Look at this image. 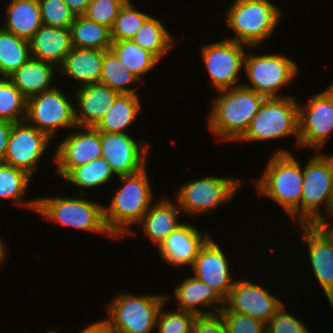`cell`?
<instances>
[{"label": "cell", "mask_w": 333, "mask_h": 333, "mask_svg": "<svg viewBox=\"0 0 333 333\" xmlns=\"http://www.w3.org/2000/svg\"><path fill=\"white\" fill-rule=\"evenodd\" d=\"M211 236L202 232L193 225L184 222L175 229L157 247L160 258L171 266L184 267L193 265L194 259L198 255L200 248Z\"/></svg>", "instance_id": "ffe728a7"}, {"label": "cell", "mask_w": 333, "mask_h": 333, "mask_svg": "<svg viewBox=\"0 0 333 333\" xmlns=\"http://www.w3.org/2000/svg\"><path fill=\"white\" fill-rule=\"evenodd\" d=\"M299 70L296 62L284 55L246 53L243 71L245 75L247 74L250 84L242 83V85L267 98L284 97L279 94V90L288 85Z\"/></svg>", "instance_id": "30bf717a"}, {"label": "cell", "mask_w": 333, "mask_h": 333, "mask_svg": "<svg viewBox=\"0 0 333 333\" xmlns=\"http://www.w3.org/2000/svg\"><path fill=\"white\" fill-rule=\"evenodd\" d=\"M62 196L37 198L36 214L62 226L98 233L114 238L104 221V205L84 198Z\"/></svg>", "instance_id": "8992f818"}, {"label": "cell", "mask_w": 333, "mask_h": 333, "mask_svg": "<svg viewBox=\"0 0 333 333\" xmlns=\"http://www.w3.org/2000/svg\"><path fill=\"white\" fill-rule=\"evenodd\" d=\"M192 333H228L222 316L218 314L196 316Z\"/></svg>", "instance_id": "7bdbcfd3"}, {"label": "cell", "mask_w": 333, "mask_h": 333, "mask_svg": "<svg viewBox=\"0 0 333 333\" xmlns=\"http://www.w3.org/2000/svg\"><path fill=\"white\" fill-rule=\"evenodd\" d=\"M332 244L333 249V226L316 223L313 224Z\"/></svg>", "instance_id": "7dc6e473"}, {"label": "cell", "mask_w": 333, "mask_h": 333, "mask_svg": "<svg viewBox=\"0 0 333 333\" xmlns=\"http://www.w3.org/2000/svg\"><path fill=\"white\" fill-rule=\"evenodd\" d=\"M140 79L130 72L111 50H104L100 83L120 94H138L132 84Z\"/></svg>", "instance_id": "836d02e7"}, {"label": "cell", "mask_w": 333, "mask_h": 333, "mask_svg": "<svg viewBox=\"0 0 333 333\" xmlns=\"http://www.w3.org/2000/svg\"><path fill=\"white\" fill-rule=\"evenodd\" d=\"M169 295L120 293L106 304L108 319L103 320L115 333H153L158 313Z\"/></svg>", "instance_id": "5b68a950"}, {"label": "cell", "mask_w": 333, "mask_h": 333, "mask_svg": "<svg viewBox=\"0 0 333 333\" xmlns=\"http://www.w3.org/2000/svg\"><path fill=\"white\" fill-rule=\"evenodd\" d=\"M284 303L269 291L248 279L234 281L221 311H232L267 324Z\"/></svg>", "instance_id": "2e32d148"}, {"label": "cell", "mask_w": 333, "mask_h": 333, "mask_svg": "<svg viewBox=\"0 0 333 333\" xmlns=\"http://www.w3.org/2000/svg\"><path fill=\"white\" fill-rule=\"evenodd\" d=\"M294 96L266 98L238 141H267L295 136L299 145L298 105Z\"/></svg>", "instance_id": "ba28073f"}, {"label": "cell", "mask_w": 333, "mask_h": 333, "mask_svg": "<svg viewBox=\"0 0 333 333\" xmlns=\"http://www.w3.org/2000/svg\"><path fill=\"white\" fill-rule=\"evenodd\" d=\"M163 308L164 305L157 317L158 333H192L195 314L178 309L164 311Z\"/></svg>", "instance_id": "74e56055"}, {"label": "cell", "mask_w": 333, "mask_h": 333, "mask_svg": "<svg viewBox=\"0 0 333 333\" xmlns=\"http://www.w3.org/2000/svg\"><path fill=\"white\" fill-rule=\"evenodd\" d=\"M6 245L4 244L3 240H1L0 237V266L1 264L4 262V260H6Z\"/></svg>", "instance_id": "c3c4849f"}, {"label": "cell", "mask_w": 333, "mask_h": 333, "mask_svg": "<svg viewBox=\"0 0 333 333\" xmlns=\"http://www.w3.org/2000/svg\"><path fill=\"white\" fill-rule=\"evenodd\" d=\"M307 244L308 262L317 283L333 306V249L331 242L314 226L299 225Z\"/></svg>", "instance_id": "d6986e66"}, {"label": "cell", "mask_w": 333, "mask_h": 333, "mask_svg": "<svg viewBox=\"0 0 333 333\" xmlns=\"http://www.w3.org/2000/svg\"><path fill=\"white\" fill-rule=\"evenodd\" d=\"M70 31L72 47L75 48L110 50L113 43L108 26L89 20L85 16L75 17Z\"/></svg>", "instance_id": "f1b7e54d"}, {"label": "cell", "mask_w": 333, "mask_h": 333, "mask_svg": "<svg viewBox=\"0 0 333 333\" xmlns=\"http://www.w3.org/2000/svg\"><path fill=\"white\" fill-rule=\"evenodd\" d=\"M56 68L51 63L30 58L8 78L26 98H29L55 87L52 83Z\"/></svg>", "instance_id": "4316f807"}, {"label": "cell", "mask_w": 333, "mask_h": 333, "mask_svg": "<svg viewBox=\"0 0 333 333\" xmlns=\"http://www.w3.org/2000/svg\"><path fill=\"white\" fill-rule=\"evenodd\" d=\"M242 180L234 177L208 176L188 180L176 191V202L180 210L191 216L211 212L222 204L228 203L236 190L242 187Z\"/></svg>", "instance_id": "9c48e42d"}, {"label": "cell", "mask_w": 333, "mask_h": 333, "mask_svg": "<svg viewBox=\"0 0 333 333\" xmlns=\"http://www.w3.org/2000/svg\"><path fill=\"white\" fill-rule=\"evenodd\" d=\"M13 122L0 120V163L4 162Z\"/></svg>", "instance_id": "ee69618b"}, {"label": "cell", "mask_w": 333, "mask_h": 333, "mask_svg": "<svg viewBox=\"0 0 333 333\" xmlns=\"http://www.w3.org/2000/svg\"><path fill=\"white\" fill-rule=\"evenodd\" d=\"M43 25L70 28L75 15L63 0H38Z\"/></svg>", "instance_id": "f35d334b"}, {"label": "cell", "mask_w": 333, "mask_h": 333, "mask_svg": "<svg viewBox=\"0 0 333 333\" xmlns=\"http://www.w3.org/2000/svg\"><path fill=\"white\" fill-rule=\"evenodd\" d=\"M326 214H328L326 217L329 219L330 217L332 218H330V220H333V195H332V200H331V206H330V208H329V210H328V213H326ZM332 223L331 224H326V225H329V226H333V221H331Z\"/></svg>", "instance_id": "681fc988"}, {"label": "cell", "mask_w": 333, "mask_h": 333, "mask_svg": "<svg viewBox=\"0 0 333 333\" xmlns=\"http://www.w3.org/2000/svg\"><path fill=\"white\" fill-rule=\"evenodd\" d=\"M31 176L23 170L11 165L0 163V198L11 200L20 207L35 211L37 210V198L24 200V193L29 187Z\"/></svg>", "instance_id": "f546056e"}, {"label": "cell", "mask_w": 333, "mask_h": 333, "mask_svg": "<svg viewBox=\"0 0 333 333\" xmlns=\"http://www.w3.org/2000/svg\"><path fill=\"white\" fill-rule=\"evenodd\" d=\"M171 36L161 20L149 16L137 30L132 41L160 61L175 45Z\"/></svg>", "instance_id": "4dcf8cb0"}, {"label": "cell", "mask_w": 333, "mask_h": 333, "mask_svg": "<svg viewBox=\"0 0 333 333\" xmlns=\"http://www.w3.org/2000/svg\"><path fill=\"white\" fill-rule=\"evenodd\" d=\"M332 195L333 156L314 154L303 166L301 225L327 224L320 205H324L328 213Z\"/></svg>", "instance_id": "52a82bcc"}, {"label": "cell", "mask_w": 333, "mask_h": 333, "mask_svg": "<svg viewBox=\"0 0 333 333\" xmlns=\"http://www.w3.org/2000/svg\"><path fill=\"white\" fill-rule=\"evenodd\" d=\"M79 333H115L111 327L104 321L98 320L97 322H91L85 328H82Z\"/></svg>", "instance_id": "f6af8a7d"}, {"label": "cell", "mask_w": 333, "mask_h": 333, "mask_svg": "<svg viewBox=\"0 0 333 333\" xmlns=\"http://www.w3.org/2000/svg\"><path fill=\"white\" fill-rule=\"evenodd\" d=\"M123 3H129L131 0H121Z\"/></svg>", "instance_id": "f907efd6"}, {"label": "cell", "mask_w": 333, "mask_h": 333, "mask_svg": "<svg viewBox=\"0 0 333 333\" xmlns=\"http://www.w3.org/2000/svg\"><path fill=\"white\" fill-rule=\"evenodd\" d=\"M244 46L226 38L224 41L202 45L203 64L216 92L242 85L238 74L245 67Z\"/></svg>", "instance_id": "4fadbf2b"}, {"label": "cell", "mask_w": 333, "mask_h": 333, "mask_svg": "<svg viewBox=\"0 0 333 333\" xmlns=\"http://www.w3.org/2000/svg\"><path fill=\"white\" fill-rule=\"evenodd\" d=\"M27 98L8 77H0V120L13 123L26 118Z\"/></svg>", "instance_id": "d590c367"}, {"label": "cell", "mask_w": 333, "mask_h": 333, "mask_svg": "<svg viewBox=\"0 0 333 333\" xmlns=\"http://www.w3.org/2000/svg\"><path fill=\"white\" fill-rule=\"evenodd\" d=\"M49 143H52V139L26 120L13 123L3 163L23 170L32 177Z\"/></svg>", "instance_id": "5bb4252c"}, {"label": "cell", "mask_w": 333, "mask_h": 333, "mask_svg": "<svg viewBox=\"0 0 333 333\" xmlns=\"http://www.w3.org/2000/svg\"><path fill=\"white\" fill-rule=\"evenodd\" d=\"M217 93L209 110L208 130L224 142H238L267 97L243 85Z\"/></svg>", "instance_id": "6da1fadb"}, {"label": "cell", "mask_w": 333, "mask_h": 333, "mask_svg": "<svg viewBox=\"0 0 333 333\" xmlns=\"http://www.w3.org/2000/svg\"><path fill=\"white\" fill-rule=\"evenodd\" d=\"M132 2L124 3L114 21L111 30L112 42L122 40H132L137 30L143 22L150 16L145 12L139 11Z\"/></svg>", "instance_id": "8d00e7d4"}, {"label": "cell", "mask_w": 333, "mask_h": 333, "mask_svg": "<svg viewBox=\"0 0 333 333\" xmlns=\"http://www.w3.org/2000/svg\"><path fill=\"white\" fill-rule=\"evenodd\" d=\"M266 333H311L304 323L286 311L285 305L266 324Z\"/></svg>", "instance_id": "b9f144b4"}, {"label": "cell", "mask_w": 333, "mask_h": 333, "mask_svg": "<svg viewBox=\"0 0 333 333\" xmlns=\"http://www.w3.org/2000/svg\"><path fill=\"white\" fill-rule=\"evenodd\" d=\"M30 58L29 41L0 27V77H9Z\"/></svg>", "instance_id": "1f68e13d"}, {"label": "cell", "mask_w": 333, "mask_h": 333, "mask_svg": "<svg viewBox=\"0 0 333 333\" xmlns=\"http://www.w3.org/2000/svg\"><path fill=\"white\" fill-rule=\"evenodd\" d=\"M101 143L102 157L117 176L132 175L146 167L149 145L143 139L136 141L128 133H101Z\"/></svg>", "instance_id": "e0dca14e"}, {"label": "cell", "mask_w": 333, "mask_h": 333, "mask_svg": "<svg viewBox=\"0 0 333 333\" xmlns=\"http://www.w3.org/2000/svg\"><path fill=\"white\" fill-rule=\"evenodd\" d=\"M58 87L27 98L25 120L51 139L60 129L74 128L75 102L71 103Z\"/></svg>", "instance_id": "8fae6325"}, {"label": "cell", "mask_w": 333, "mask_h": 333, "mask_svg": "<svg viewBox=\"0 0 333 333\" xmlns=\"http://www.w3.org/2000/svg\"><path fill=\"white\" fill-rule=\"evenodd\" d=\"M46 333H58V332H56V331H47Z\"/></svg>", "instance_id": "816d5d0a"}, {"label": "cell", "mask_w": 333, "mask_h": 333, "mask_svg": "<svg viewBox=\"0 0 333 333\" xmlns=\"http://www.w3.org/2000/svg\"><path fill=\"white\" fill-rule=\"evenodd\" d=\"M74 89L75 121L81 127H95L120 95L100 82Z\"/></svg>", "instance_id": "44dd1931"}, {"label": "cell", "mask_w": 333, "mask_h": 333, "mask_svg": "<svg viewBox=\"0 0 333 333\" xmlns=\"http://www.w3.org/2000/svg\"><path fill=\"white\" fill-rule=\"evenodd\" d=\"M5 14L1 28L28 41L43 25L38 0H10Z\"/></svg>", "instance_id": "484cf974"}, {"label": "cell", "mask_w": 333, "mask_h": 333, "mask_svg": "<svg viewBox=\"0 0 333 333\" xmlns=\"http://www.w3.org/2000/svg\"><path fill=\"white\" fill-rule=\"evenodd\" d=\"M174 299L178 310L187 311L196 316L218 314L225 306V300L208 284L194 276H188L178 286L174 287ZM197 306H202L201 309ZM213 308H212V307ZM212 308L208 311L204 308Z\"/></svg>", "instance_id": "7402d4cb"}, {"label": "cell", "mask_w": 333, "mask_h": 333, "mask_svg": "<svg viewBox=\"0 0 333 333\" xmlns=\"http://www.w3.org/2000/svg\"><path fill=\"white\" fill-rule=\"evenodd\" d=\"M269 159L262 176L254 181L257 191L281 205L301 225L303 167L287 149L279 148Z\"/></svg>", "instance_id": "3957f363"}, {"label": "cell", "mask_w": 333, "mask_h": 333, "mask_svg": "<svg viewBox=\"0 0 333 333\" xmlns=\"http://www.w3.org/2000/svg\"><path fill=\"white\" fill-rule=\"evenodd\" d=\"M117 176L105 158L95 159L87 164L73 168L65 177V181L80 187L79 194L85 192L82 188H95L111 181Z\"/></svg>", "instance_id": "e575fe53"}, {"label": "cell", "mask_w": 333, "mask_h": 333, "mask_svg": "<svg viewBox=\"0 0 333 333\" xmlns=\"http://www.w3.org/2000/svg\"><path fill=\"white\" fill-rule=\"evenodd\" d=\"M141 108L138 94H120L95 128L101 133H126L125 129L134 123Z\"/></svg>", "instance_id": "83f0119b"}, {"label": "cell", "mask_w": 333, "mask_h": 333, "mask_svg": "<svg viewBox=\"0 0 333 333\" xmlns=\"http://www.w3.org/2000/svg\"><path fill=\"white\" fill-rule=\"evenodd\" d=\"M304 105H298V147L320 150L333 132V83Z\"/></svg>", "instance_id": "7c38bea8"}, {"label": "cell", "mask_w": 333, "mask_h": 333, "mask_svg": "<svg viewBox=\"0 0 333 333\" xmlns=\"http://www.w3.org/2000/svg\"><path fill=\"white\" fill-rule=\"evenodd\" d=\"M123 4L121 0H91L83 16L111 28Z\"/></svg>", "instance_id": "ab89813d"}, {"label": "cell", "mask_w": 333, "mask_h": 333, "mask_svg": "<svg viewBox=\"0 0 333 333\" xmlns=\"http://www.w3.org/2000/svg\"><path fill=\"white\" fill-rule=\"evenodd\" d=\"M53 154L57 173L64 178L73 168L102 157L101 132L95 127L75 126Z\"/></svg>", "instance_id": "9a60e30c"}, {"label": "cell", "mask_w": 333, "mask_h": 333, "mask_svg": "<svg viewBox=\"0 0 333 333\" xmlns=\"http://www.w3.org/2000/svg\"><path fill=\"white\" fill-rule=\"evenodd\" d=\"M70 11L77 17L83 16L91 0H63Z\"/></svg>", "instance_id": "bcb514c9"}, {"label": "cell", "mask_w": 333, "mask_h": 333, "mask_svg": "<svg viewBox=\"0 0 333 333\" xmlns=\"http://www.w3.org/2000/svg\"><path fill=\"white\" fill-rule=\"evenodd\" d=\"M230 5L225 23L236 36L230 40L251 49L272 36L283 18L282 10L269 0H235Z\"/></svg>", "instance_id": "277c9868"}, {"label": "cell", "mask_w": 333, "mask_h": 333, "mask_svg": "<svg viewBox=\"0 0 333 333\" xmlns=\"http://www.w3.org/2000/svg\"><path fill=\"white\" fill-rule=\"evenodd\" d=\"M110 50L140 80H142L143 75L152 71L159 62L152 53L144 50L132 40L113 42Z\"/></svg>", "instance_id": "d6a6232c"}, {"label": "cell", "mask_w": 333, "mask_h": 333, "mask_svg": "<svg viewBox=\"0 0 333 333\" xmlns=\"http://www.w3.org/2000/svg\"><path fill=\"white\" fill-rule=\"evenodd\" d=\"M122 186L115 189V194L110 199L109 207L104 206V221L108 231L116 238L133 234L132 226L142 220V217L155 202L151 177H148L145 167L132 175H119ZM154 200V201H153Z\"/></svg>", "instance_id": "7a4b0ae2"}, {"label": "cell", "mask_w": 333, "mask_h": 333, "mask_svg": "<svg viewBox=\"0 0 333 333\" xmlns=\"http://www.w3.org/2000/svg\"><path fill=\"white\" fill-rule=\"evenodd\" d=\"M181 212L175 199L171 201L167 197L159 198L147 210L137 226H142L141 229L144 235L156 247H159L175 229L184 223L179 222L178 215Z\"/></svg>", "instance_id": "603a6c76"}, {"label": "cell", "mask_w": 333, "mask_h": 333, "mask_svg": "<svg viewBox=\"0 0 333 333\" xmlns=\"http://www.w3.org/2000/svg\"><path fill=\"white\" fill-rule=\"evenodd\" d=\"M227 257L222 248L210 237L200 248L191 266L193 276L214 288L224 300L234 283Z\"/></svg>", "instance_id": "ac0fdd59"}, {"label": "cell", "mask_w": 333, "mask_h": 333, "mask_svg": "<svg viewBox=\"0 0 333 333\" xmlns=\"http://www.w3.org/2000/svg\"><path fill=\"white\" fill-rule=\"evenodd\" d=\"M103 56L104 50L72 47L58 72L74 81L78 80L80 86L99 83Z\"/></svg>", "instance_id": "d4e9b609"}, {"label": "cell", "mask_w": 333, "mask_h": 333, "mask_svg": "<svg viewBox=\"0 0 333 333\" xmlns=\"http://www.w3.org/2000/svg\"><path fill=\"white\" fill-rule=\"evenodd\" d=\"M228 333H266V324L251 316L232 312L220 311Z\"/></svg>", "instance_id": "60d3db41"}, {"label": "cell", "mask_w": 333, "mask_h": 333, "mask_svg": "<svg viewBox=\"0 0 333 333\" xmlns=\"http://www.w3.org/2000/svg\"><path fill=\"white\" fill-rule=\"evenodd\" d=\"M29 46L31 58L51 63L58 69L72 49L70 28L42 25L29 40Z\"/></svg>", "instance_id": "cb8c5ba5"}]
</instances>
